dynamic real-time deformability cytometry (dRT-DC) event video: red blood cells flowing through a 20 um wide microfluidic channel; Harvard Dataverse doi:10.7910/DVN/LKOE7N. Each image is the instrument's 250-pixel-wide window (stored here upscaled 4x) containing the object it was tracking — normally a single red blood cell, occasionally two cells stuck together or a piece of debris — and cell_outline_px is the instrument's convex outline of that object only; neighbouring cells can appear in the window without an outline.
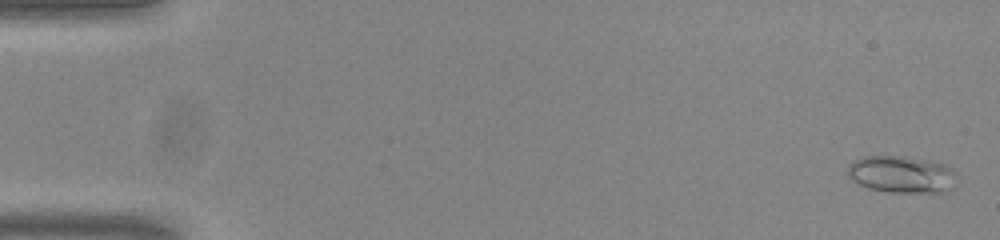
{"species": "common noctule bat (a hibernating species)", "species_latin": "Nyctalus noctula", "temperature_condition": "room temperature", "stored_images_in_passage": 54, "camera_frame_rate_fps": 3000, "um_per_image_px": 0.085, "animal": {"sex": "male", "body_mass_g": 20.0, "forearm_length_mm": 53.3}, "frame": {"image": 1, "passage_image": 2, "time_ms": 0.333, "image_size_px": [1000, 240], "cell_outline_px": [[956, 176], [952, 188], [944, 192], [888, 192], [868, 188], [856, 184], [848, 176], [848, 164], [852, 160], [864, 156], [900, 156], [924, 160], [940, 164], [948, 168]], "centroid_in_image_um": [76.54, 14.83], "position_along_channel_um": 8.5, "area_um2": 23.29}}
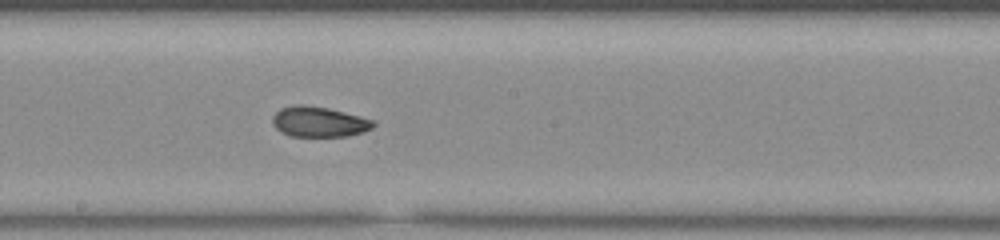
{"frame": {"image": 2, "passage_image": 30, "time_ms": 9.667, "image_size_px": [1000, 240], "cell_outline_px": [[376, 124], [372, 128], [364, 132], [348, 136], [288, 136], [280, 132], [272, 124], [272, 116], [280, 108], [296, 104], [304, 104], [328, 108], [360, 116], [372, 120]], "centroid_in_image_um": [27.08, 10.35], "position_along_channel_um": 221.1, "area_um2": 17.98}}
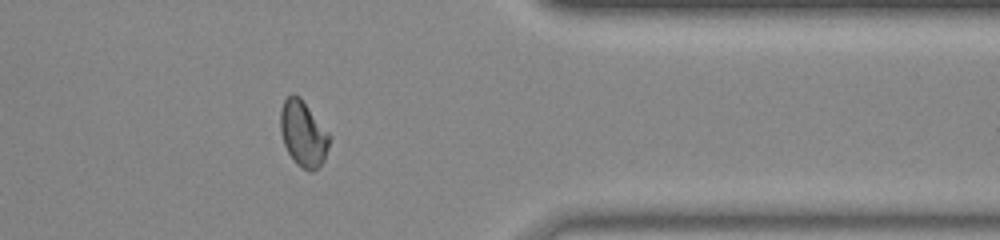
{"frame": {"image": 3, "passage_image": 44, "time_ms": 14.333, "image_size_px": [1000, 240], "cell_outline_px": [[332, 136], [324, 160], [312, 172], [308, 172], [296, 164], [288, 152], [284, 144], [280, 132], [280, 112], [284, 100], [292, 92], [300, 96]], "centroid_in_image_um": [25.78, 11.35], "position_along_channel_um": 385.6, "area_um2": 19.02}, "authors_computed_cell_mechanics": {"area_um2": 18.6694, "velocity_mm_per_s": 3.8292, "shape_relaxation_time_tau1_ms": null, "shape_relaxation_time_tau2_ms": 2.2163, "deformation_change_tau1": null, "deformation_change_tau2": 0.0567}}